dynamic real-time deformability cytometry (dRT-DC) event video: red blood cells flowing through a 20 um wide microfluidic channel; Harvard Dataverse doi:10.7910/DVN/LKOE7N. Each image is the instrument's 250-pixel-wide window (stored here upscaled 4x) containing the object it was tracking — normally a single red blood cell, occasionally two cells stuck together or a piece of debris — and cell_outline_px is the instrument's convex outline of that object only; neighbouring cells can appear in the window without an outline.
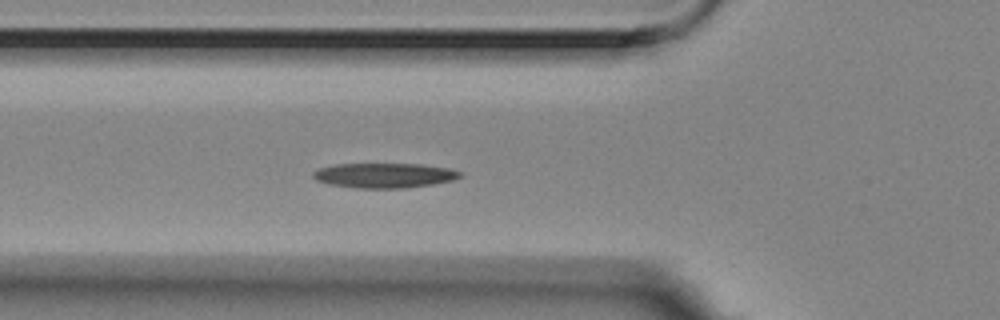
{"species": "Egyptian fruit bat (a non-hibernating species)", "species_latin": "Rousettus aegyptiacus", "temperature_condition": "room temperature", "stored_images_in_passage": 6, "camera_frame_rate_fps": 3000, "um_per_image_px": 0.085, "animal": {"sex": "female"}, "frame": {"image": 1, "passage_image": 6, "time_ms": 1.667, "image_size_px": [1000, 320], "cell_outline_px": [[464, 176], [452, 180], [432, 184], [404, 188], [356, 188], [328, 184], [316, 180], [312, 176], [312, 172], [320, 168], [336, 164], [420, 164], [448, 168], [460, 172]], "centroid_in_image_um": [32.65, 14.91], "position_along_channel_um": 93.2, "area_um2": 21.21}}